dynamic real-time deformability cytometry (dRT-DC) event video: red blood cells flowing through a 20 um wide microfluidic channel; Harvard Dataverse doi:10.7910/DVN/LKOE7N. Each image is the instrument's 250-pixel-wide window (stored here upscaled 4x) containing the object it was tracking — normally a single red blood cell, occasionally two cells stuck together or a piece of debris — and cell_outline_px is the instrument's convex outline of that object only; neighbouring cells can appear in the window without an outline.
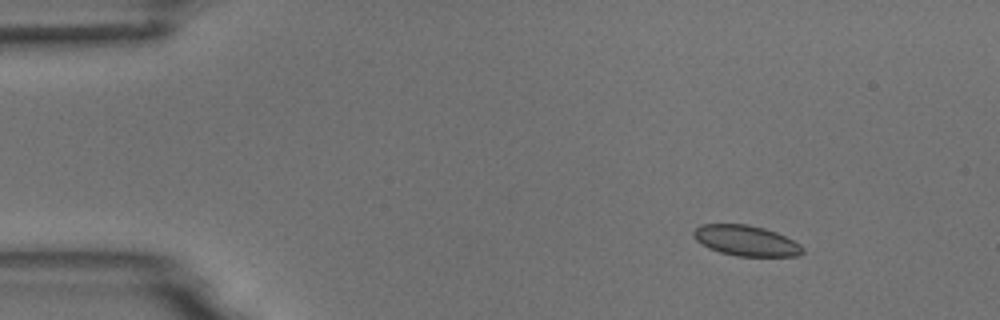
{"species": "common noctule bat (a hibernating species)", "species_latin": "Nyctalus noctula", "temperature_condition": "room temperature", "stored_images_in_passage": 49, "camera_frame_rate_fps": 3000, "um_per_image_px": 0.085, "animal": {"sex": "male", "body_mass_g": 18.8}, "frame": {"image": 1, "passage_image": 1, "time_ms": 0.0, "image_size_px": [1000, 320], "cell_outline_px": [[804, 252], [800, 256], [736, 256], [720, 252], [708, 248], [696, 240], [692, 236], [692, 232], [700, 224], [748, 224], [764, 228], [776, 232], [800, 244], [804, 248]], "centroid_in_image_um": [63.4, 20.45], "position_along_channel_um": 21.6, "area_um2": 19.48}}
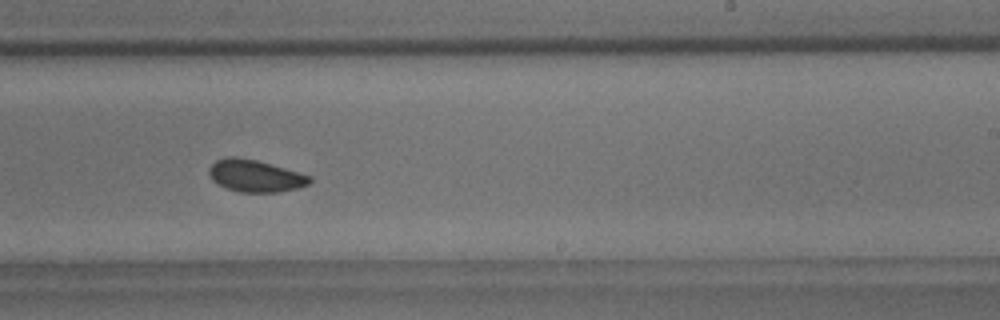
{"frame": {"image": 2, "passage_image": 28, "time_ms": 9.0, "image_size_px": [1000, 320], "cell_outline_px": [[312, 180], [308, 184], [296, 188], [280, 192], [240, 192], [228, 188], [212, 180], [208, 172], [208, 168], [216, 160], [228, 156], [236, 156], [256, 160], [312, 176]], "centroid_in_image_um": [21.68, 14.94], "position_along_channel_um": 267.3, "area_um2": 18.67}}
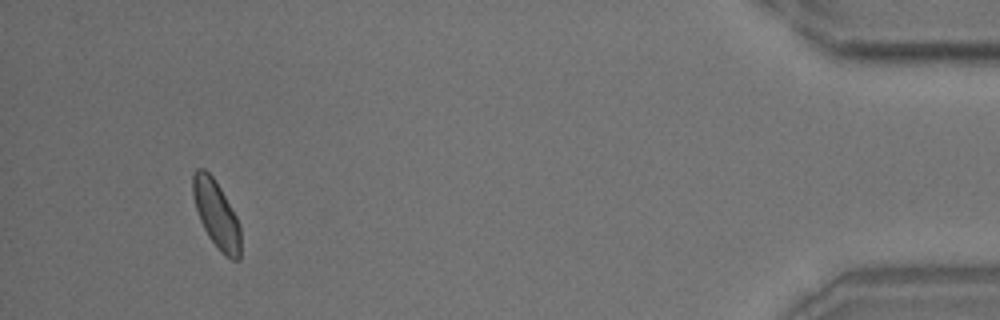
{"frame": {"image": 3, "passage_image": 46, "time_ms": 15.0, "image_size_px": [1000, 320], "cell_outline_px": [[240, 260], [232, 260], [224, 256], [216, 248], [208, 236], [200, 220], [192, 196], [192, 176], [196, 168], [204, 168], [212, 176], [220, 188], [236, 216], [240, 224]], "centroid_in_image_um": [18.38, 18.24], "position_along_channel_um": 416.8, "area_um2": 18.84}, "authors_computed_cell_mechanics": {"area_um2": 19.0162, "velocity_mm_per_s": 3.645, "shape_relaxation_time_tau1_ms": 1.8195, "shape_relaxation_time_tau2_ms": 1.9997, "deformation_change_tau1": 0.0496, "deformation_change_tau2": 0.0419}}